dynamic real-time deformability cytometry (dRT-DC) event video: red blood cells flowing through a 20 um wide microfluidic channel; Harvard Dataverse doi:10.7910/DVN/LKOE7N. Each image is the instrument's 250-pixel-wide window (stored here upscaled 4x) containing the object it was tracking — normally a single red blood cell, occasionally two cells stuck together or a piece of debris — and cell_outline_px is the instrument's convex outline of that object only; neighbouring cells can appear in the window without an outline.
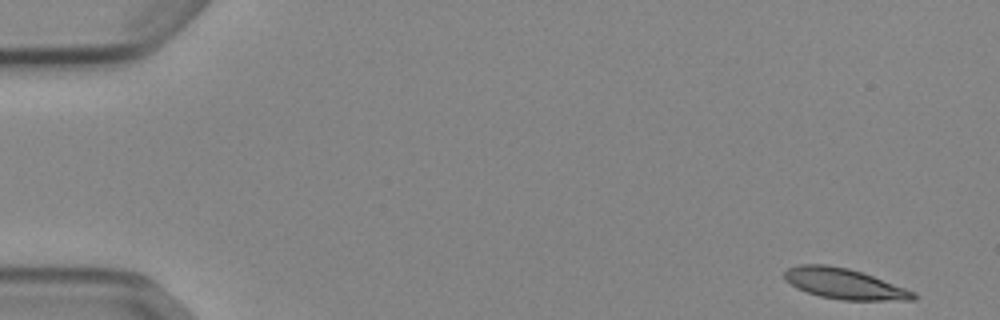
{"species": "Egyptian fruit bat (a non-hibernating species)", "species_latin": "Rousettus aegyptiacus", "temperature_condition": "cold", "stored_images_in_passage": 51, "camera_frame_rate_fps": 3000, "um_per_image_px": 0.085, "animal": {"sex": "female"}, "frame": {"image": 1, "passage_image": 1, "time_ms": 0.0, "image_size_px": [1000, 320], "cell_outline_px": [[916, 300], [840, 300], [820, 296], [796, 288], [784, 280], [784, 272], [788, 268], [800, 264], [828, 264], [848, 268], [872, 276], [916, 292]], "centroid_in_image_um": [71.73, 24.12], "position_along_channel_um": 13.3, "area_um2": 22.89}}
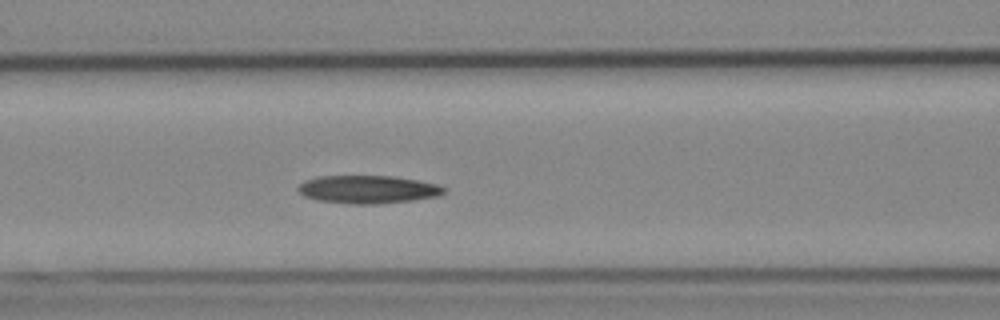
{"frame": {"image": 2, "passage_image": 21, "time_ms": 6.667, "image_size_px": [1000, 320], "cell_outline_px": [[448, 188], [440, 196], [412, 200], [376, 204], [352, 204], [316, 200], [304, 196], [296, 188], [304, 180], [316, 176], [392, 176], [416, 180], [436, 184]], "centroid_in_image_um": [31.25, 16.1], "position_along_channel_um": 135.3, "area_um2": 23.87}}
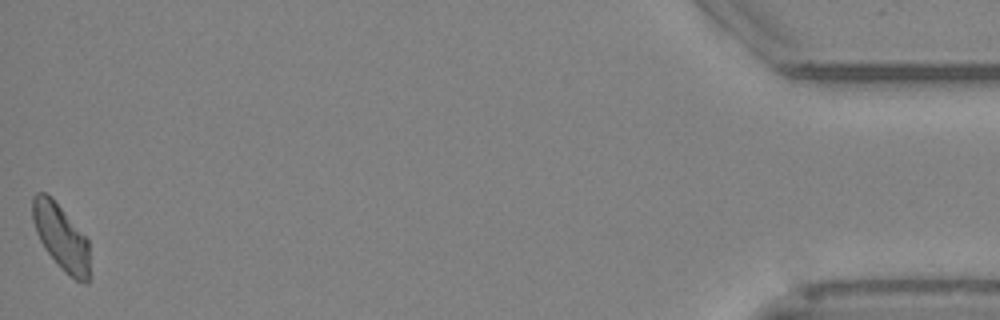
{"frame": {"image": 3, "passage_image": 51, "time_ms": 16.667, "image_size_px": [1000, 320], "cell_outline_px": [[88, 284], [84, 284], [76, 280], [44, 248], [36, 232], [32, 220], [32, 196], [36, 192], [44, 192], [88, 236]], "centroid_in_image_um": [5.18, 20.11], "position_along_channel_um": 430.0, "area_um2": 21.21}}